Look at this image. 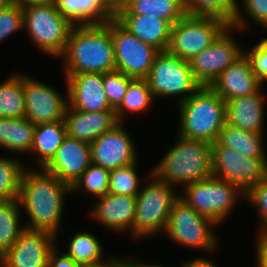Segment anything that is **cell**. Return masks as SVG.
Instances as JSON below:
<instances>
[{"instance_id":"cell-33","label":"cell","mask_w":267,"mask_h":267,"mask_svg":"<svg viewBox=\"0 0 267 267\" xmlns=\"http://www.w3.org/2000/svg\"><path fill=\"white\" fill-rule=\"evenodd\" d=\"M26 168L23 160L17 156H0V201L18 199L22 175Z\"/></svg>"},{"instance_id":"cell-11","label":"cell","mask_w":267,"mask_h":267,"mask_svg":"<svg viewBox=\"0 0 267 267\" xmlns=\"http://www.w3.org/2000/svg\"><path fill=\"white\" fill-rule=\"evenodd\" d=\"M212 175L238 186L244 193L267 178V159L243 157L235 149L211 143Z\"/></svg>"},{"instance_id":"cell-52","label":"cell","mask_w":267,"mask_h":267,"mask_svg":"<svg viewBox=\"0 0 267 267\" xmlns=\"http://www.w3.org/2000/svg\"><path fill=\"white\" fill-rule=\"evenodd\" d=\"M119 267H126L123 263Z\"/></svg>"},{"instance_id":"cell-43","label":"cell","mask_w":267,"mask_h":267,"mask_svg":"<svg viewBox=\"0 0 267 267\" xmlns=\"http://www.w3.org/2000/svg\"><path fill=\"white\" fill-rule=\"evenodd\" d=\"M256 237V267H267V234L258 232ZM255 267V266H254Z\"/></svg>"},{"instance_id":"cell-45","label":"cell","mask_w":267,"mask_h":267,"mask_svg":"<svg viewBox=\"0 0 267 267\" xmlns=\"http://www.w3.org/2000/svg\"><path fill=\"white\" fill-rule=\"evenodd\" d=\"M142 261H138V259L136 260V258H126V259H122V263L126 266V267H166L165 265H161V264H155V263H141ZM180 267H185L184 264L181 265Z\"/></svg>"},{"instance_id":"cell-17","label":"cell","mask_w":267,"mask_h":267,"mask_svg":"<svg viewBox=\"0 0 267 267\" xmlns=\"http://www.w3.org/2000/svg\"><path fill=\"white\" fill-rule=\"evenodd\" d=\"M91 164V145L66 136L52 159L42 169L72 187Z\"/></svg>"},{"instance_id":"cell-44","label":"cell","mask_w":267,"mask_h":267,"mask_svg":"<svg viewBox=\"0 0 267 267\" xmlns=\"http://www.w3.org/2000/svg\"><path fill=\"white\" fill-rule=\"evenodd\" d=\"M214 260L209 258L199 257L183 263L185 267H217Z\"/></svg>"},{"instance_id":"cell-26","label":"cell","mask_w":267,"mask_h":267,"mask_svg":"<svg viewBox=\"0 0 267 267\" xmlns=\"http://www.w3.org/2000/svg\"><path fill=\"white\" fill-rule=\"evenodd\" d=\"M35 125L24 118H0V148L12 153L30 154Z\"/></svg>"},{"instance_id":"cell-16","label":"cell","mask_w":267,"mask_h":267,"mask_svg":"<svg viewBox=\"0 0 267 267\" xmlns=\"http://www.w3.org/2000/svg\"><path fill=\"white\" fill-rule=\"evenodd\" d=\"M56 240L51 232L25 228L1 259L8 267H47Z\"/></svg>"},{"instance_id":"cell-12","label":"cell","mask_w":267,"mask_h":267,"mask_svg":"<svg viewBox=\"0 0 267 267\" xmlns=\"http://www.w3.org/2000/svg\"><path fill=\"white\" fill-rule=\"evenodd\" d=\"M110 31L116 71L132 78L145 79L160 51L131 34L114 17L110 19Z\"/></svg>"},{"instance_id":"cell-41","label":"cell","mask_w":267,"mask_h":267,"mask_svg":"<svg viewBox=\"0 0 267 267\" xmlns=\"http://www.w3.org/2000/svg\"><path fill=\"white\" fill-rule=\"evenodd\" d=\"M243 54L250 62V67L257 79L263 84L267 82V49L257 42L246 50L243 48Z\"/></svg>"},{"instance_id":"cell-13","label":"cell","mask_w":267,"mask_h":267,"mask_svg":"<svg viewBox=\"0 0 267 267\" xmlns=\"http://www.w3.org/2000/svg\"><path fill=\"white\" fill-rule=\"evenodd\" d=\"M239 32L228 26L210 46L189 60L194 78L201 86L209 87L228 66L243 55V47L232 37Z\"/></svg>"},{"instance_id":"cell-2","label":"cell","mask_w":267,"mask_h":267,"mask_svg":"<svg viewBox=\"0 0 267 267\" xmlns=\"http://www.w3.org/2000/svg\"><path fill=\"white\" fill-rule=\"evenodd\" d=\"M60 58L63 60L64 78L72 74L115 71L110 19L104 24L75 25Z\"/></svg>"},{"instance_id":"cell-38","label":"cell","mask_w":267,"mask_h":267,"mask_svg":"<svg viewBox=\"0 0 267 267\" xmlns=\"http://www.w3.org/2000/svg\"><path fill=\"white\" fill-rule=\"evenodd\" d=\"M134 78L119 71L103 74V86L110 106L116 110L123 101L128 84Z\"/></svg>"},{"instance_id":"cell-15","label":"cell","mask_w":267,"mask_h":267,"mask_svg":"<svg viewBox=\"0 0 267 267\" xmlns=\"http://www.w3.org/2000/svg\"><path fill=\"white\" fill-rule=\"evenodd\" d=\"M131 135L123 122L103 133L90 144L92 163L111 171L138 162L139 151Z\"/></svg>"},{"instance_id":"cell-14","label":"cell","mask_w":267,"mask_h":267,"mask_svg":"<svg viewBox=\"0 0 267 267\" xmlns=\"http://www.w3.org/2000/svg\"><path fill=\"white\" fill-rule=\"evenodd\" d=\"M23 90L26 119L34 125L64 121L68 108L67 85L65 97L51 85L23 73Z\"/></svg>"},{"instance_id":"cell-7","label":"cell","mask_w":267,"mask_h":267,"mask_svg":"<svg viewBox=\"0 0 267 267\" xmlns=\"http://www.w3.org/2000/svg\"><path fill=\"white\" fill-rule=\"evenodd\" d=\"M179 198L199 214L224 224L245 193L236 185L214 176L184 186ZM234 208V209H233Z\"/></svg>"},{"instance_id":"cell-5","label":"cell","mask_w":267,"mask_h":267,"mask_svg":"<svg viewBox=\"0 0 267 267\" xmlns=\"http://www.w3.org/2000/svg\"><path fill=\"white\" fill-rule=\"evenodd\" d=\"M147 173L144 175L147 183L142 184L136 196L134 240L164 234L173 203L179 198L175 187L156 179L151 171Z\"/></svg>"},{"instance_id":"cell-20","label":"cell","mask_w":267,"mask_h":267,"mask_svg":"<svg viewBox=\"0 0 267 267\" xmlns=\"http://www.w3.org/2000/svg\"><path fill=\"white\" fill-rule=\"evenodd\" d=\"M264 85L257 79L243 54L228 66L209 86L224 101L256 94Z\"/></svg>"},{"instance_id":"cell-46","label":"cell","mask_w":267,"mask_h":267,"mask_svg":"<svg viewBox=\"0 0 267 267\" xmlns=\"http://www.w3.org/2000/svg\"><path fill=\"white\" fill-rule=\"evenodd\" d=\"M13 2L22 7H27L31 5L53 4L56 3V0H13Z\"/></svg>"},{"instance_id":"cell-8","label":"cell","mask_w":267,"mask_h":267,"mask_svg":"<svg viewBox=\"0 0 267 267\" xmlns=\"http://www.w3.org/2000/svg\"><path fill=\"white\" fill-rule=\"evenodd\" d=\"M218 226L178 198L173 203L164 235L178 245L214 255L220 244L217 233L213 232Z\"/></svg>"},{"instance_id":"cell-48","label":"cell","mask_w":267,"mask_h":267,"mask_svg":"<svg viewBox=\"0 0 267 267\" xmlns=\"http://www.w3.org/2000/svg\"><path fill=\"white\" fill-rule=\"evenodd\" d=\"M122 264V258L114 257L111 261L109 262H102L99 264L95 265H84L80 267H119Z\"/></svg>"},{"instance_id":"cell-30","label":"cell","mask_w":267,"mask_h":267,"mask_svg":"<svg viewBox=\"0 0 267 267\" xmlns=\"http://www.w3.org/2000/svg\"><path fill=\"white\" fill-rule=\"evenodd\" d=\"M155 99L148 86L146 79L134 78L127 87L125 96L120 106L115 110L118 122L125 123L127 114H144L151 106H154Z\"/></svg>"},{"instance_id":"cell-42","label":"cell","mask_w":267,"mask_h":267,"mask_svg":"<svg viewBox=\"0 0 267 267\" xmlns=\"http://www.w3.org/2000/svg\"><path fill=\"white\" fill-rule=\"evenodd\" d=\"M58 248L59 247L56 246L50 253L47 267H80V265H78L72 258L61 253L60 251L62 250Z\"/></svg>"},{"instance_id":"cell-21","label":"cell","mask_w":267,"mask_h":267,"mask_svg":"<svg viewBox=\"0 0 267 267\" xmlns=\"http://www.w3.org/2000/svg\"><path fill=\"white\" fill-rule=\"evenodd\" d=\"M262 90L225 101L226 124L253 133H264L267 97Z\"/></svg>"},{"instance_id":"cell-24","label":"cell","mask_w":267,"mask_h":267,"mask_svg":"<svg viewBox=\"0 0 267 267\" xmlns=\"http://www.w3.org/2000/svg\"><path fill=\"white\" fill-rule=\"evenodd\" d=\"M56 6L74 25L104 24L115 15L105 0H56Z\"/></svg>"},{"instance_id":"cell-1","label":"cell","mask_w":267,"mask_h":267,"mask_svg":"<svg viewBox=\"0 0 267 267\" xmlns=\"http://www.w3.org/2000/svg\"><path fill=\"white\" fill-rule=\"evenodd\" d=\"M68 194L72 195L71 186L61 182L55 175L42 168H26L18 197L21 210L28 217L23 222L25 228L51 232L57 237L58 243Z\"/></svg>"},{"instance_id":"cell-19","label":"cell","mask_w":267,"mask_h":267,"mask_svg":"<svg viewBox=\"0 0 267 267\" xmlns=\"http://www.w3.org/2000/svg\"><path fill=\"white\" fill-rule=\"evenodd\" d=\"M65 85L69 108L84 112L114 110L104 91L103 74H72L65 78Z\"/></svg>"},{"instance_id":"cell-25","label":"cell","mask_w":267,"mask_h":267,"mask_svg":"<svg viewBox=\"0 0 267 267\" xmlns=\"http://www.w3.org/2000/svg\"><path fill=\"white\" fill-rule=\"evenodd\" d=\"M67 136L64 121L35 125L30 155H34V168H43L54 156Z\"/></svg>"},{"instance_id":"cell-27","label":"cell","mask_w":267,"mask_h":267,"mask_svg":"<svg viewBox=\"0 0 267 267\" xmlns=\"http://www.w3.org/2000/svg\"><path fill=\"white\" fill-rule=\"evenodd\" d=\"M264 133H253L227 124L220 131L217 142L221 146L235 149L243 157L267 159Z\"/></svg>"},{"instance_id":"cell-3","label":"cell","mask_w":267,"mask_h":267,"mask_svg":"<svg viewBox=\"0 0 267 267\" xmlns=\"http://www.w3.org/2000/svg\"><path fill=\"white\" fill-rule=\"evenodd\" d=\"M150 171L156 179L175 188L210 178L213 176L211 143L176 133L174 145Z\"/></svg>"},{"instance_id":"cell-6","label":"cell","mask_w":267,"mask_h":267,"mask_svg":"<svg viewBox=\"0 0 267 267\" xmlns=\"http://www.w3.org/2000/svg\"><path fill=\"white\" fill-rule=\"evenodd\" d=\"M23 8V30L42 53L60 57L75 26L57 9L56 3Z\"/></svg>"},{"instance_id":"cell-49","label":"cell","mask_w":267,"mask_h":267,"mask_svg":"<svg viewBox=\"0 0 267 267\" xmlns=\"http://www.w3.org/2000/svg\"><path fill=\"white\" fill-rule=\"evenodd\" d=\"M13 3V0H0V9H3Z\"/></svg>"},{"instance_id":"cell-23","label":"cell","mask_w":267,"mask_h":267,"mask_svg":"<svg viewBox=\"0 0 267 267\" xmlns=\"http://www.w3.org/2000/svg\"><path fill=\"white\" fill-rule=\"evenodd\" d=\"M114 18L144 43L160 52L168 51L172 26L167 21L137 14H115Z\"/></svg>"},{"instance_id":"cell-31","label":"cell","mask_w":267,"mask_h":267,"mask_svg":"<svg viewBox=\"0 0 267 267\" xmlns=\"http://www.w3.org/2000/svg\"><path fill=\"white\" fill-rule=\"evenodd\" d=\"M24 118L23 73L10 74L0 83V118Z\"/></svg>"},{"instance_id":"cell-51","label":"cell","mask_w":267,"mask_h":267,"mask_svg":"<svg viewBox=\"0 0 267 267\" xmlns=\"http://www.w3.org/2000/svg\"><path fill=\"white\" fill-rule=\"evenodd\" d=\"M0 267H8V265L0 257Z\"/></svg>"},{"instance_id":"cell-35","label":"cell","mask_w":267,"mask_h":267,"mask_svg":"<svg viewBox=\"0 0 267 267\" xmlns=\"http://www.w3.org/2000/svg\"><path fill=\"white\" fill-rule=\"evenodd\" d=\"M109 179V170L92 163L71 187V192L72 194L86 192L85 194L94 196L93 198L96 199L109 192Z\"/></svg>"},{"instance_id":"cell-37","label":"cell","mask_w":267,"mask_h":267,"mask_svg":"<svg viewBox=\"0 0 267 267\" xmlns=\"http://www.w3.org/2000/svg\"><path fill=\"white\" fill-rule=\"evenodd\" d=\"M247 17L248 19H245ZM248 20L267 29V0H241L238 2V9L231 26L238 29L240 33L246 31L248 33L249 25H251L248 24L251 23Z\"/></svg>"},{"instance_id":"cell-39","label":"cell","mask_w":267,"mask_h":267,"mask_svg":"<svg viewBox=\"0 0 267 267\" xmlns=\"http://www.w3.org/2000/svg\"><path fill=\"white\" fill-rule=\"evenodd\" d=\"M256 211L258 221V232L267 228V180L258 183L245 192V199Z\"/></svg>"},{"instance_id":"cell-32","label":"cell","mask_w":267,"mask_h":267,"mask_svg":"<svg viewBox=\"0 0 267 267\" xmlns=\"http://www.w3.org/2000/svg\"><path fill=\"white\" fill-rule=\"evenodd\" d=\"M18 199L0 201V257L14 244L25 229Z\"/></svg>"},{"instance_id":"cell-18","label":"cell","mask_w":267,"mask_h":267,"mask_svg":"<svg viewBox=\"0 0 267 267\" xmlns=\"http://www.w3.org/2000/svg\"><path fill=\"white\" fill-rule=\"evenodd\" d=\"M90 217L116 233H127L133 239V222L135 219L136 196L107 193L94 199Z\"/></svg>"},{"instance_id":"cell-22","label":"cell","mask_w":267,"mask_h":267,"mask_svg":"<svg viewBox=\"0 0 267 267\" xmlns=\"http://www.w3.org/2000/svg\"><path fill=\"white\" fill-rule=\"evenodd\" d=\"M64 123L67 136L91 144L119 122L115 110L84 112L68 107Z\"/></svg>"},{"instance_id":"cell-40","label":"cell","mask_w":267,"mask_h":267,"mask_svg":"<svg viewBox=\"0 0 267 267\" xmlns=\"http://www.w3.org/2000/svg\"><path fill=\"white\" fill-rule=\"evenodd\" d=\"M21 30H23L22 6L13 2L0 9V44Z\"/></svg>"},{"instance_id":"cell-50","label":"cell","mask_w":267,"mask_h":267,"mask_svg":"<svg viewBox=\"0 0 267 267\" xmlns=\"http://www.w3.org/2000/svg\"><path fill=\"white\" fill-rule=\"evenodd\" d=\"M259 42L267 49V37L262 38L261 40H259Z\"/></svg>"},{"instance_id":"cell-28","label":"cell","mask_w":267,"mask_h":267,"mask_svg":"<svg viewBox=\"0 0 267 267\" xmlns=\"http://www.w3.org/2000/svg\"><path fill=\"white\" fill-rule=\"evenodd\" d=\"M115 14H137L157 17L167 21L171 26L181 20L187 13L184 0H131Z\"/></svg>"},{"instance_id":"cell-34","label":"cell","mask_w":267,"mask_h":267,"mask_svg":"<svg viewBox=\"0 0 267 267\" xmlns=\"http://www.w3.org/2000/svg\"><path fill=\"white\" fill-rule=\"evenodd\" d=\"M239 0H184L186 13L191 16L214 17L231 26Z\"/></svg>"},{"instance_id":"cell-10","label":"cell","mask_w":267,"mask_h":267,"mask_svg":"<svg viewBox=\"0 0 267 267\" xmlns=\"http://www.w3.org/2000/svg\"><path fill=\"white\" fill-rule=\"evenodd\" d=\"M228 26L218 18L186 14L171 27L168 52L189 61L210 46Z\"/></svg>"},{"instance_id":"cell-36","label":"cell","mask_w":267,"mask_h":267,"mask_svg":"<svg viewBox=\"0 0 267 267\" xmlns=\"http://www.w3.org/2000/svg\"><path fill=\"white\" fill-rule=\"evenodd\" d=\"M138 162L110 171L109 194L137 196L143 180L138 175Z\"/></svg>"},{"instance_id":"cell-4","label":"cell","mask_w":267,"mask_h":267,"mask_svg":"<svg viewBox=\"0 0 267 267\" xmlns=\"http://www.w3.org/2000/svg\"><path fill=\"white\" fill-rule=\"evenodd\" d=\"M176 106L179 113L177 134L189 139L214 143L226 124L225 101L208 86H201Z\"/></svg>"},{"instance_id":"cell-9","label":"cell","mask_w":267,"mask_h":267,"mask_svg":"<svg viewBox=\"0 0 267 267\" xmlns=\"http://www.w3.org/2000/svg\"><path fill=\"white\" fill-rule=\"evenodd\" d=\"M145 79L155 101L156 98L171 97L177 99L176 103L179 104L201 87L194 78L189 61L180 59L168 51L160 52L156 56Z\"/></svg>"},{"instance_id":"cell-29","label":"cell","mask_w":267,"mask_h":267,"mask_svg":"<svg viewBox=\"0 0 267 267\" xmlns=\"http://www.w3.org/2000/svg\"><path fill=\"white\" fill-rule=\"evenodd\" d=\"M99 240L93 232L91 233L87 230L78 231L66 243L67 251L65 250L64 254L72 258L80 266L111 261L115 256L105 257L103 244Z\"/></svg>"},{"instance_id":"cell-47","label":"cell","mask_w":267,"mask_h":267,"mask_svg":"<svg viewBox=\"0 0 267 267\" xmlns=\"http://www.w3.org/2000/svg\"><path fill=\"white\" fill-rule=\"evenodd\" d=\"M108 7L116 13L119 9L125 7L131 0H105Z\"/></svg>"}]
</instances>
